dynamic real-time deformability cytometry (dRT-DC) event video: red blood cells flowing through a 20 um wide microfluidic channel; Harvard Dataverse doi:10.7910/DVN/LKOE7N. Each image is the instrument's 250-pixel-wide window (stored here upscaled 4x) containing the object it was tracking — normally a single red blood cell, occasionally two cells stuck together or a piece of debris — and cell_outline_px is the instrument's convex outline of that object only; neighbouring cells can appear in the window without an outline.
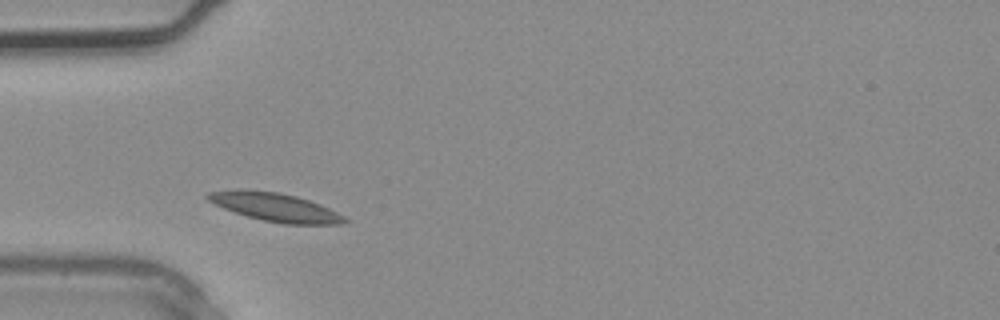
{"species": "common noctule bat (a hibernating species)", "species_latin": "Nyctalus noctula", "temperature_condition": "warm", "stored_images_in_passage": 1, "camera_frame_rate_fps": 3000, "um_per_image_px": 0.085, "animal": {"sex": "male", "body_mass_g": 20.4}, "frame": {"image": 1, "passage_image": 1, "time_ms": 0.0, "image_size_px": [1000, 320], "cell_outline_px": [[348, 220], [344, 224], [284, 224], [264, 220], [248, 216], [224, 208], [208, 200], [204, 196], [208, 192], [276, 192], [296, 196], [320, 204], [344, 216]], "centroid_in_image_um": [23.51, 17.66], "position_along_channel_um": 61.5, "area_um2": 21.5}}